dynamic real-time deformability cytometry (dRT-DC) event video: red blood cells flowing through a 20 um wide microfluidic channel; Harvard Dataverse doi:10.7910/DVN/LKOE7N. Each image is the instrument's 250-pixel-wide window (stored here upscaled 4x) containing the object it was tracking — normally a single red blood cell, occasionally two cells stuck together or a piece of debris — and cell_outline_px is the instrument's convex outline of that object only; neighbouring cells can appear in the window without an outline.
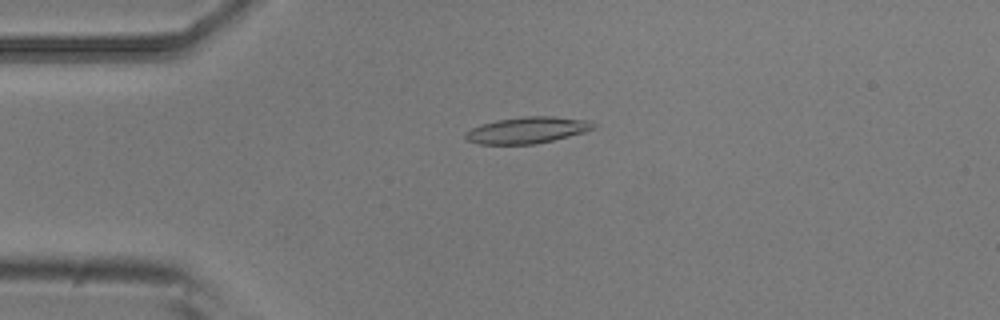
{"species": "common noctule bat (a hibernating species)", "species_latin": "Nyctalus noctula", "temperature_condition": "room temperature", "stored_images_in_passage": 3, "camera_frame_rate_fps": 3000, "um_per_image_px": 0.085, "animal": {"sex": "male", "body_mass_g": 20.5, "forearm_length_mm": 52.5}, "frame": {"image": 1, "passage_image": 2, "time_ms": 0.333, "image_size_px": [1000, 320], "cell_outline_px": [[596, 128], [584, 132], [552, 140], [532, 144], [480, 144], [464, 140], [464, 132], [472, 128], [496, 120], [524, 116], [552, 116], [588, 120], [596, 124]], "centroid_in_image_um": [44.8, 11.06], "position_along_channel_um": 40.2, "area_um2": 19.65}}